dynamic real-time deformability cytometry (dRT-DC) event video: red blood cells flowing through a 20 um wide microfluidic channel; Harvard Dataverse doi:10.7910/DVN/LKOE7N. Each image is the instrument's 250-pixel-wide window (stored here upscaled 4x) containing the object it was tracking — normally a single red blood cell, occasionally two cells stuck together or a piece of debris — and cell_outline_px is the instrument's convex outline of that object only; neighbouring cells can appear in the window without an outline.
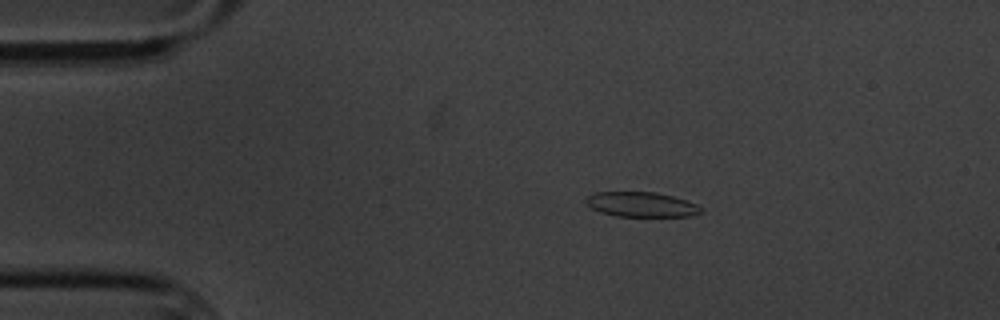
{"species": "common noctule bat (a hibernating species)", "species_latin": "Nyctalus noctula", "temperature_condition": "cold", "stored_images_in_passage": 7, "camera_frame_rate_fps": 3000, "um_per_image_px": 0.085, "animal": {"sex": "male", "body_mass_g": 20.1, "forearm_length_mm": 53.5}, "frame": {"image": 1, "passage_image": 2, "time_ms": 1.333, "image_size_px": [1000, 320], "cell_outline_px": [[704, 208], [700, 212], [692, 216], [616, 216], [600, 212], [584, 204], [584, 200], [588, 196], [596, 192], [656, 192], [672, 196], [696, 204]], "centroid_in_image_um": [54.48, 17.38], "position_along_channel_um": 30.5, "area_um2": 16.65}}
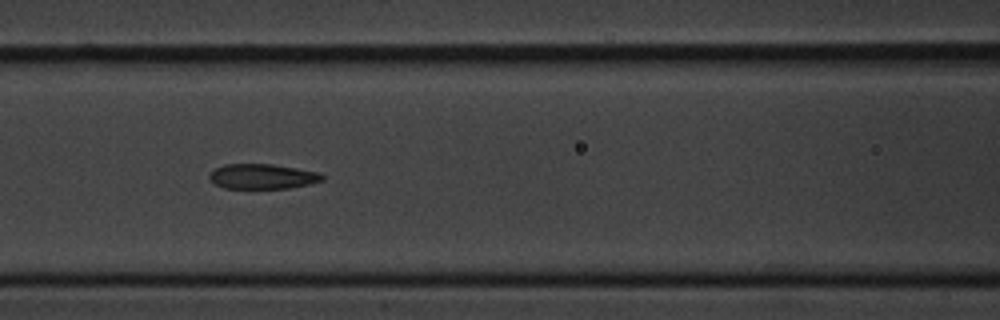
{"frame": {"image": 2, "passage_image": 6, "time_ms": 6.0, "image_size_px": [1000, 320], "cell_outline_px": [[324, 180], [308, 184], [288, 188], [224, 188], [216, 184], [208, 176], [216, 168], [224, 164], [272, 164], [296, 168], [316, 172], [324, 176]], "centroid_in_image_um": [22.3, 14.99], "position_along_channel_um": 144.3, "area_um2": 16.18}}
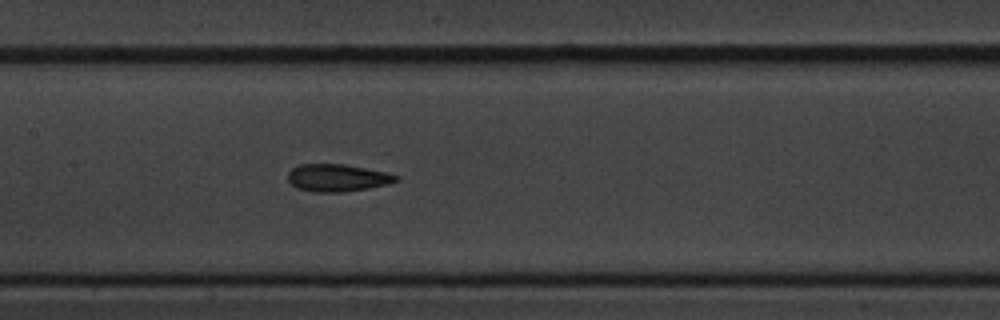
{"frame": {"image": 3, "passage_image": 7, "time_ms": 7.0, "image_size_px": [1000, 320], "cell_outline_px": [[400, 180], [388, 184], [368, 188], [340, 192], [312, 192], [296, 188], [288, 180], [288, 172], [292, 168], [300, 164], [344, 164], [388, 172], [400, 176]], "centroid_in_image_um": [28.69, 15.11], "position_along_channel_um": 178.7, "area_um2": 17.4}}